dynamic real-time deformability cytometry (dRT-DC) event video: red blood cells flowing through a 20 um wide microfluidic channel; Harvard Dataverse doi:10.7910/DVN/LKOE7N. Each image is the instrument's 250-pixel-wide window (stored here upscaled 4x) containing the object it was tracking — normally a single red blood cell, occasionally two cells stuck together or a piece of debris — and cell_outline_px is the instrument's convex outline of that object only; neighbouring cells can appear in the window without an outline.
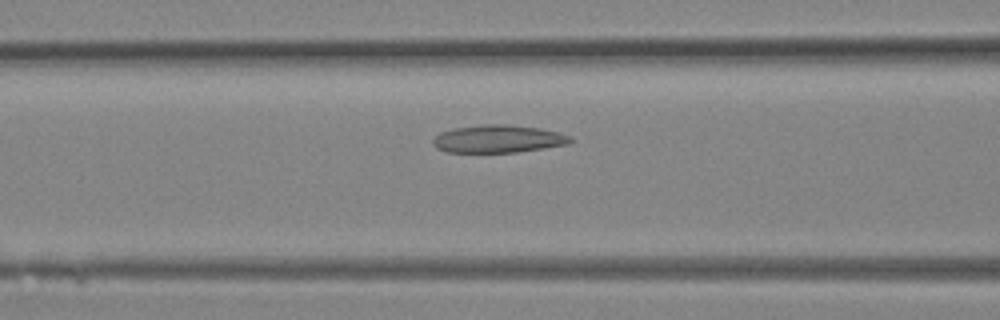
{"species": "Egyptian fruit bat (a non-hibernating species)", "species_latin": "Rousettus aegyptiacus", "temperature_condition": "room temperature", "stored_images_in_passage": 26, "camera_frame_rate_fps": 3000, "um_per_image_px": 0.085, "animal": {"sex": "female"}, "frame": {"image": 1, "passage_image": 7, "time_ms": 2.0, "image_size_px": [1000, 320], "cell_outline_px": [[572, 140], [568, 144], [516, 152], [448, 152], [436, 148], [432, 144], [432, 140], [440, 132], [456, 128], [484, 124], [504, 124], [540, 128], [572, 136]], "centroid_in_image_um": [42.32, 11.8], "position_along_channel_um": 124.3, "area_um2": 22.02}}
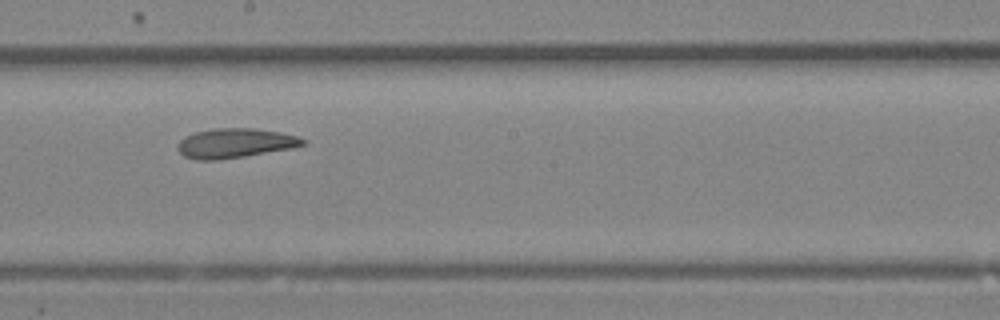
{"frame": {"image": 2, "passage_image": 12, "time_ms": 3.667, "image_size_px": [1000, 320], "cell_outline_px": [[308, 144], [292, 148], [220, 160], [196, 160], [184, 156], [176, 148], [180, 140], [184, 136], [196, 132], [212, 128], [252, 128], [280, 132], [296, 136], [308, 140]], "centroid_in_image_um": [19.98, 12.17], "position_along_channel_um": 228.2, "area_um2": 21.68}}
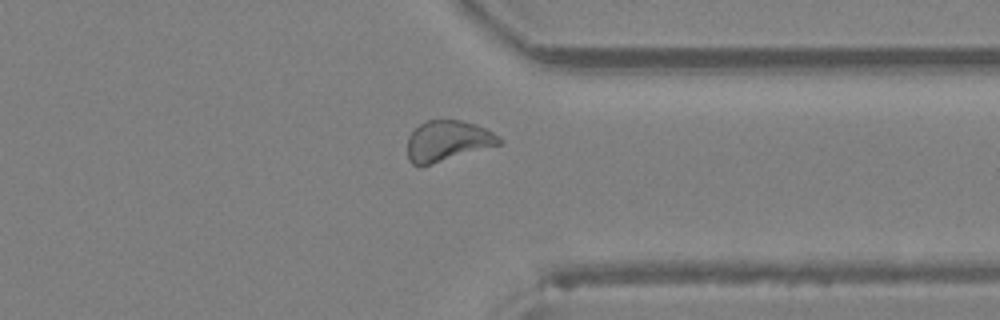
{"frame": {"image": 3, "passage_image": 19, "time_ms": 6.0, "image_size_px": [1000, 320], "cell_outline_px": [[504, 144], [420, 168], [412, 164], [408, 160], [408, 136], [420, 124], [428, 120], [460, 120], [476, 124], [492, 132], [504, 140]], "centroid_in_image_um": [38.07, 12.01], "position_along_channel_um": 373.3, "area_um2": 22.2}}